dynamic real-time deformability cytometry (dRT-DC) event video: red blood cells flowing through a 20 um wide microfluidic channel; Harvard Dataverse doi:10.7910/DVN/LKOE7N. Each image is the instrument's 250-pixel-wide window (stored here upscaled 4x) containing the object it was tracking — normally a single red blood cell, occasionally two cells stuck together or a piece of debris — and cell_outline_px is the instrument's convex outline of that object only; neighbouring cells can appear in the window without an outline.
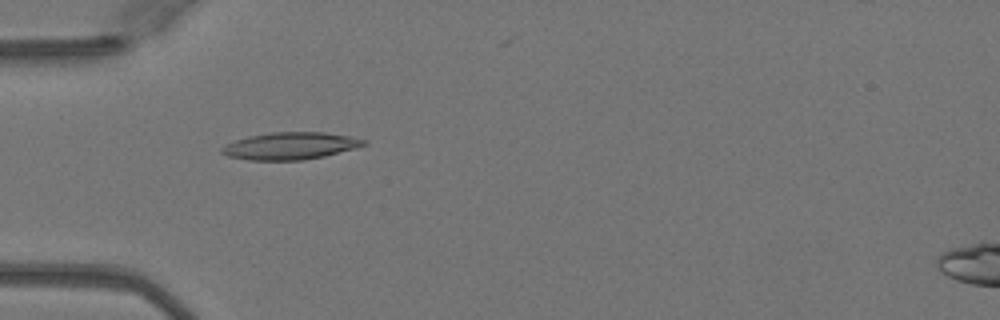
{"species": "Egyptian fruit bat (a non-hibernating species)", "species_latin": "Rousettus aegyptiacus", "temperature_condition": "warm", "stored_images_in_passage": 44, "camera_frame_rate_fps": 3000, "um_per_image_px": 0.085, "animal": {"sex": "female"}, "frame": {"image": 1, "passage_image": 16, "time_ms": 5.0, "image_size_px": [1000, 320], "cell_outline_px": [[368, 144], [356, 148], [324, 156], [304, 160], [248, 160], [228, 156], [220, 152], [220, 148], [236, 140], [248, 136], [272, 132], [324, 132], [348, 136], [368, 140]], "centroid_in_image_um": [24.7, 12.4], "position_along_channel_um": 60.3, "area_um2": 22.48}}
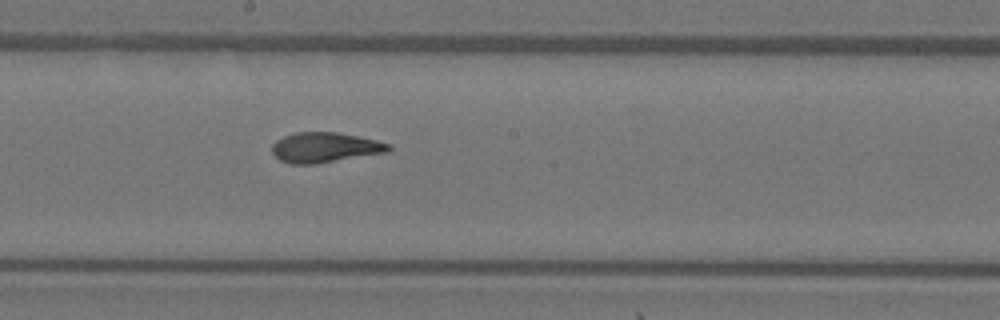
{"frame": {"image": 2, "passage_image": 28, "time_ms": 9.0, "image_size_px": [1000, 320], "cell_outline_px": [[392, 148], [388, 152], [316, 164], [292, 164], [280, 160], [272, 152], [272, 144], [276, 140], [284, 136], [296, 132], [336, 132], [376, 140], [392, 144]], "centroid_in_image_um": [27.63, 12.54], "position_along_channel_um": 220.6, "area_um2": 20.46}}
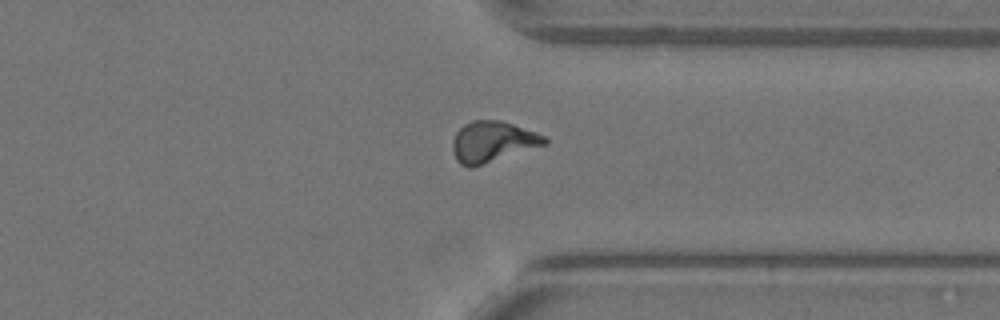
{"frame": {"image": 3, "passage_image": 39, "time_ms": 12.667, "image_size_px": [1000, 320], "cell_outline_px": [[548, 144], [472, 168], [468, 168], [460, 164], [456, 160], [452, 148], [452, 140], [456, 132], [464, 124], [472, 120], [500, 120], [536, 132], [544, 136], [548, 140]], "centroid_in_image_um": [41.85, 12.06], "position_along_channel_um": 369.6, "area_um2": 22.08}, "authors_computed_cell_mechanics": {"area_um2": 20.7791, "velocity_mm_per_s": 4.094, "shape_relaxation_time_tau1_ms": 8.1794, "shape_relaxation_time_tau2_ms": 1.4939, "deformation_change_tau1": 0.2612, "deformation_change_tau2": 0.0848}}